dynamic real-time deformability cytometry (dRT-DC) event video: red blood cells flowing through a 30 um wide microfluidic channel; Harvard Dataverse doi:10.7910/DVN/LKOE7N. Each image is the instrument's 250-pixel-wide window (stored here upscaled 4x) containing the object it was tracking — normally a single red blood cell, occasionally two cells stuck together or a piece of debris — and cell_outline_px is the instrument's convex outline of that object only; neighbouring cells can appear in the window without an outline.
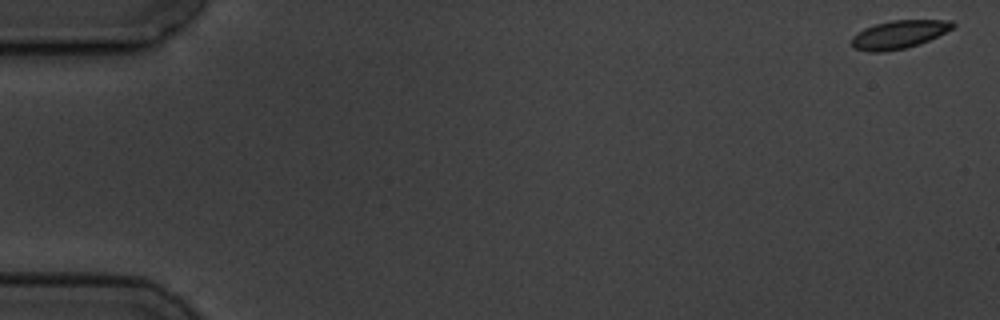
{"species": "common noctule bat (a hibernating species)", "species_latin": "Nyctalus noctula", "temperature_condition": "cold", "stored_images_in_passage": 8, "camera_frame_rate_fps": 3000, "um_per_image_px": 0.085, "animal": {"sex": "male", "body_mass_g": 19.5, "forearm_length_mm": 54.6}, "frame": {"image": 1, "passage_image": 1, "time_ms": 0.0, "image_size_px": [1000, 320], "cell_outline_px": [[956, 24], [952, 28], [928, 40], [904, 48], [884, 52], [868, 52], [852, 48], [852, 36], [864, 28], [876, 24], [892, 20], [952, 20]], "centroid_in_image_um": [76.36, 2.93], "position_along_channel_um": 8.6, "area_um2": 16.42}}
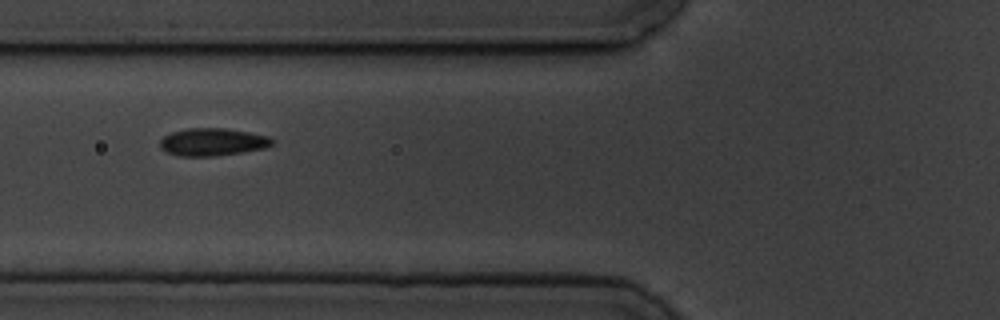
{"frame": {"image": 2, "passage_image": 7, "time_ms": 7.0, "image_size_px": [1000, 320], "cell_outline_px": [[272, 144], [264, 148], [244, 152], [212, 156], [180, 156], [168, 152], [160, 148], [160, 140], [164, 136], [172, 132], [188, 128], [224, 128], [248, 132], [268, 136], [272, 140]], "centroid_in_image_um": [18.04, 12.07], "position_along_channel_um": 107.8, "area_um2": 17.86}}
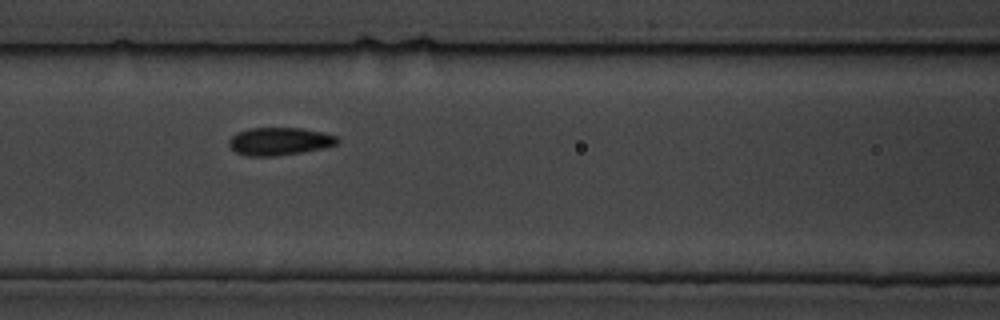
{"frame": {"image": 3, "passage_image": 8, "time_ms": 8.0, "image_size_px": [1000, 320], "cell_outline_px": [[340, 140], [336, 144], [324, 148], [276, 156], [244, 156], [236, 152], [228, 144], [228, 140], [236, 132], [248, 128], [300, 128], [324, 132], [336, 136]], "centroid_in_image_um": [23.73, 12.01], "position_along_channel_um": 142.9, "area_um2": 17.63}}